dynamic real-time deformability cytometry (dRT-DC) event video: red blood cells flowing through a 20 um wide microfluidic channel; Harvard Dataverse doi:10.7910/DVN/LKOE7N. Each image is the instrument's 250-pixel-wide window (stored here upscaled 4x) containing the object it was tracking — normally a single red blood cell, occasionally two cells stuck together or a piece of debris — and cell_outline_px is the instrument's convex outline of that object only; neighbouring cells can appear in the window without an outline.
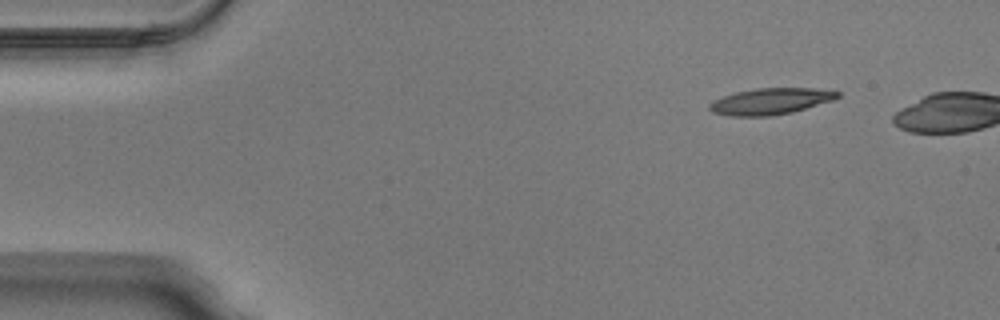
{"species": "Egyptian fruit bat (a non-hibernating species)", "species_latin": "Rousettus aegyptiacus", "temperature_condition": "warm", "stored_images_in_passage": 40, "camera_frame_rate_fps": 3000, "um_per_image_px": 0.085, "animal": {"sex": "male"}, "frame": {"image": 1, "passage_image": 1, "time_ms": 0.0, "image_size_px": [1000, 320], "cell_outline_px": [[840, 96], [832, 100], [792, 112], [768, 116], [732, 116], [712, 112], [708, 108], [708, 104], [712, 100], [736, 92], [756, 88], [812, 88], [840, 92]], "centroid_in_image_um": [65.45, 8.61], "position_along_channel_um": 19.6, "area_um2": 19.48}}
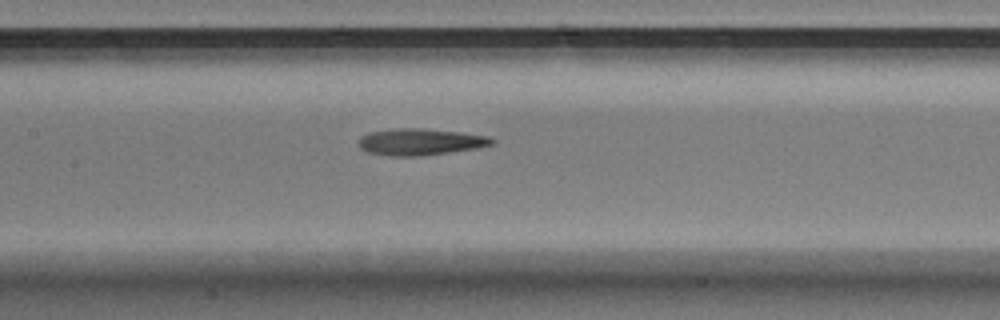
{"frame": {"image": 2, "passage_image": 19, "time_ms": 6.0, "image_size_px": [1000, 320], "cell_outline_px": [[496, 144], [476, 148], [420, 156], [388, 156], [368, 152], [360, 148], [360, 136], [372, 132], [400, 128], [424, 128], [460, 132], [488, 136], [496, 140]], "centroid_in_image_um": [35.77, 12.06], "position_along_channel_um": 171.6, "area_um2": 20.58}}
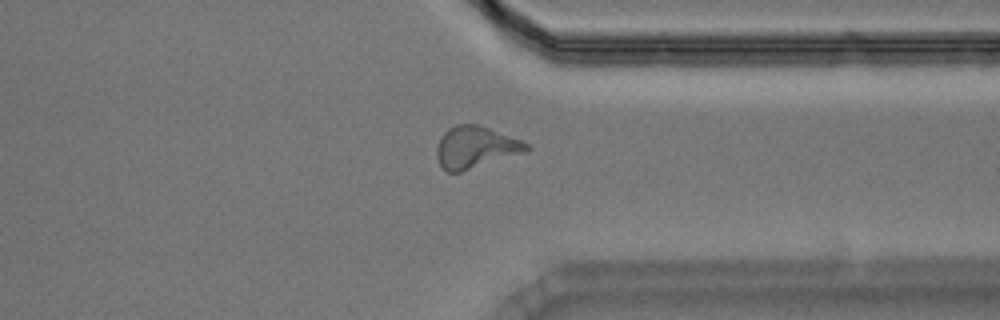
{"frame": {"image": 3, "passage_image": 34, "time_ms": 11.0, "image_size_px": [1000, 320], "cell_outline_px": [[532, 148], [524, 152], [460, 172], [448, 172], [440, 164], [436, 156], [436, 148], [440, 136], [448, 128], [456, 124], [476, 124], [488, 128], [520, 140], [528, 144]], "centroid_in_image_um": [40.37, 12.51], "position_along_channel_um": 371.0, "area_um2": 21.56}}